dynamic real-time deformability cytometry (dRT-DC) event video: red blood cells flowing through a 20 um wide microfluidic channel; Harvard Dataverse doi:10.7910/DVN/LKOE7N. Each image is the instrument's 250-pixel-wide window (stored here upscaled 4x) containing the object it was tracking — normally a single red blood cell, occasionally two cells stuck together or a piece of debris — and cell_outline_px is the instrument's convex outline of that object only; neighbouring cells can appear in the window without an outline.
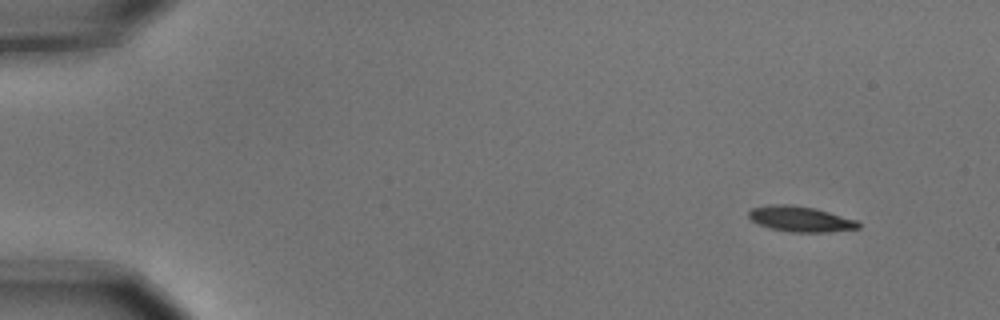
{"species": "common noctule bat (a hibernating species)", "species_latin": "Nyctalus noctula", "temperature_condition": "cold", "stored_images_in_passage": 5, "camera_frame_rate_fps": 3000, "um_per_image_px": 0.085, "animal": {"sex": "male", "body_mass_g": 15.6}, "frame": {"image": 1, "passage_image": 1, "time_ms": 0.0, "image_size_px": [1000, 320], "cell_outline_px": [[860, 228], [828, 232], [788, 232], [768, 228], [752, 220], [748, 216], [748, 212], [752, 208], [768, 204], [788, 204], [816, 208], [856, 220], [860, 224]], "centroid_in_image_um": [68.02, 18.61], "position_along_channel_um": 17.0, "area_um2": 16.36}}
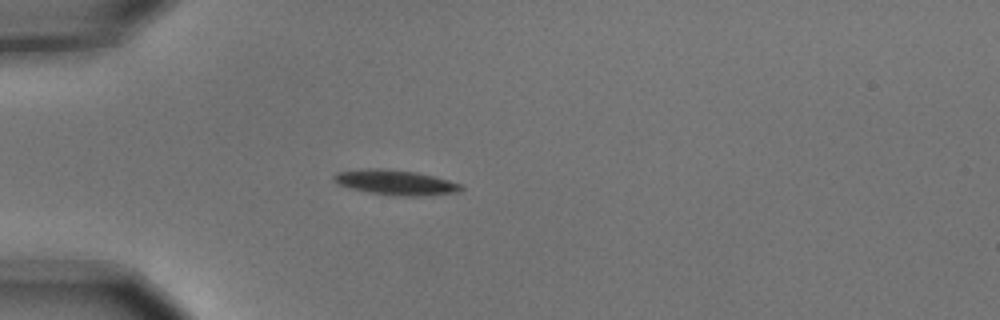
{"frame": {"image": 2, "passage_image": 4, "time_ms": 1.0, "image_size_px": [1000, 320], "cell_outline_px": [[464, 188], [460, 192], [420, 196], [404, 196], [368, 192], [352, 188], [340, 184], [332, 176], [336, 172], [364, 168], [384, 168], [416, 172], [448, 180], [460, 184]], "centroid_in_image_um": [33.64, 15.49], "position_along_channel_um": 51.4, "area_um2": 18.32}}